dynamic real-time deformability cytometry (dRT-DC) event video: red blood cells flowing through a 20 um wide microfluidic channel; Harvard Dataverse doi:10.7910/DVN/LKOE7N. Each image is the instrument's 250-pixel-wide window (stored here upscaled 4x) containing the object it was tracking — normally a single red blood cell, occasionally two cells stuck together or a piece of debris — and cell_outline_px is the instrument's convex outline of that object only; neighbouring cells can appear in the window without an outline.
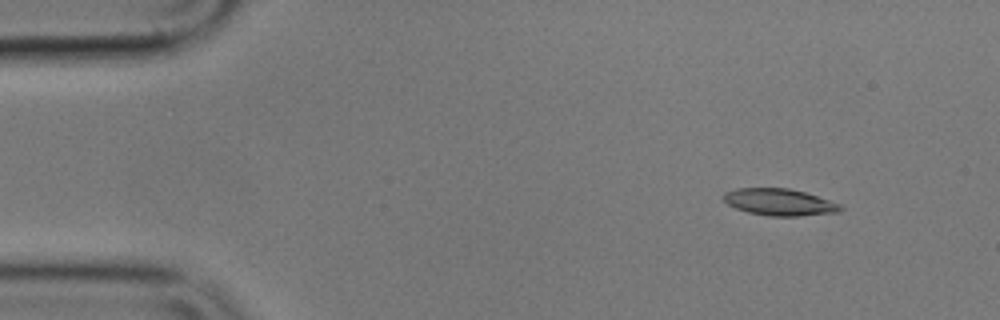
{"species": "common noctule bat (a hibernating species)", "species_latin": "Nyctalus noctula", "temperature_condition": "cold", "stored_images_in_passage": 55, "camera_frame_rate_fps": 3000, "um_per_image_px": 0.085, "animal": {"sex": "male", "body_mass_g": 17.9}, "frame": {"image": 1, "passage_image": 6, "time_ms": 1.667, "image_size_px": [1000, 320], "cell_outline_px": [[844, 208], [840, 212], [800, 216], [768, 216], [748, 212], [736, 208], [728, 204], [724, 200], [724, 192], [736, 188], [788, 188], [804, 192], [840, 204]], "centroid_in_image_um": [66.26, 17.18], "position_along_channel_um": 18.7, "area_um2": 18.21}}
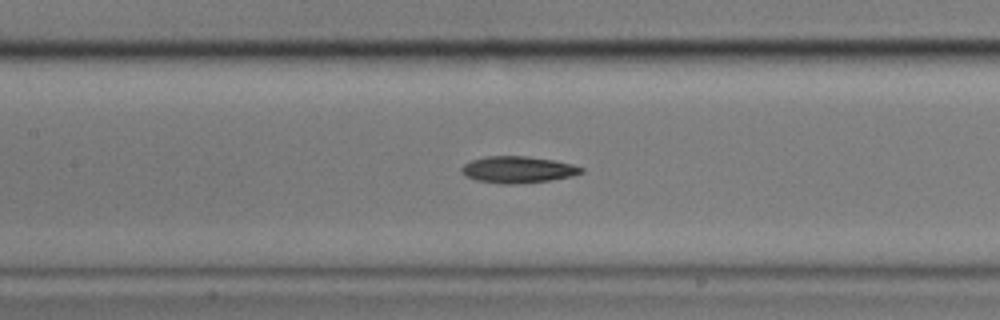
{"frame": {"image": 2, "passage_image": 25, "time_ms": 8.0, "image_size_px": [1000, 320], "cell_outline_px": [[584, 172], [572, 176], [552, 180], [516, 184], [504, 184], [476, 180], [464, 176], [460, 172], [460, 168], [464, 164], [472, 160], [488, 156], [524, 156], [552, 160], [572, 164], [584, 168]], "centroid_in_image_um": [44.0, 14.42], "position_along_channel_um": 163.4, "area_um2": 18.61}}
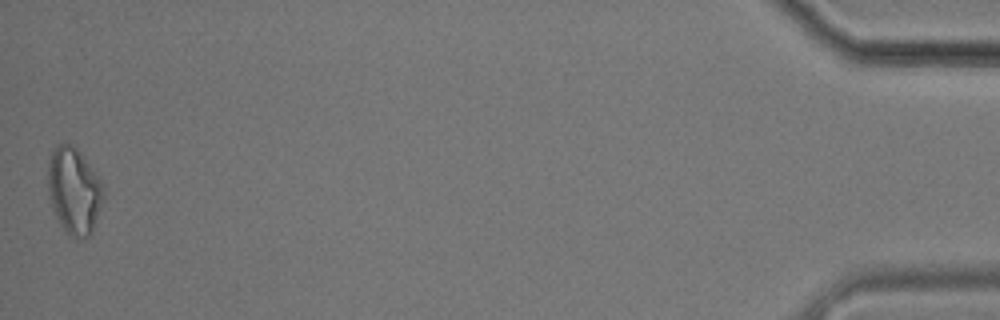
{"frame": {"image": 3, "passage_image": 55, "time_ms": 18.0, "image_size_px": [1000, 320], "cell_outline_px": [[104, 200], [92, 236], [84, 240], [76, 240], [68, 236], [64, 232], [56, 216], [48, 196], [48, 164], [52, 152], [56, 144], [68, 144], [76, 148], [80, 152], [100, 180], [104, 188]], "centroid_in_image_um": [6.31, 16.32], "position_along_channel_um": 428.9, "area_um2": 28.5}, "authors_computed_cell_mechanics": {"area_um2": 18.6116, "velocity_mm_per_s": 3.5932, "shape_relaxation_time_tau1_ms": 8.7086, "shape_relaxation_time_tau2_ms": 7.6194, "deformation_change_tau1": 0.1907, "deformation_change_tau2": 0.1774}}